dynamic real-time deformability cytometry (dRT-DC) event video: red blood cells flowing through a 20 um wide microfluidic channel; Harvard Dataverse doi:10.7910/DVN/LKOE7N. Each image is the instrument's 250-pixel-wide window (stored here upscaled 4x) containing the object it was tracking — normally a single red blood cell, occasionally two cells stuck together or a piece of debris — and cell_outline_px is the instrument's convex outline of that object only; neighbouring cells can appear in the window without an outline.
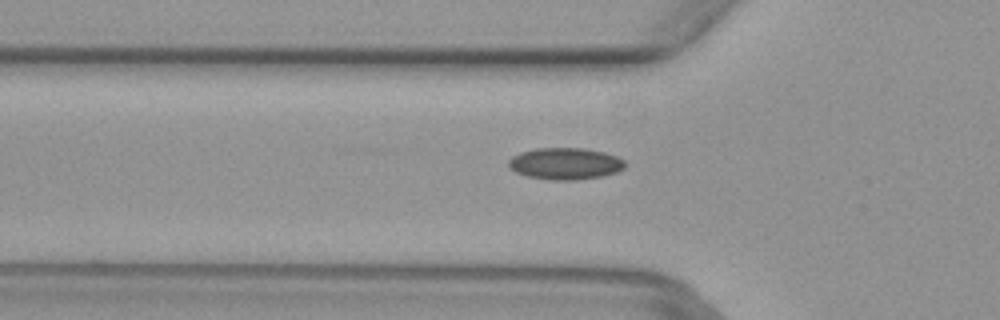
{"species": "common noctule bat (a hibernating species)", "species_latin": "Nyctalus noctula", "temperature_condition": "warm", "stored_images_in_passage": 39, "camera_frame_rate_fps": 3000, "um_per_image_px": 0.085, "animal": {"sex": "female", "body_mass_g": 29.2, "forearm_length_mm": 56.3}, "frame": {"image": 1, "passage_image": 6, "time_ms": 1.667, "image_size_px": [1000, 320], "cell_outline_px": [[624, 168], [616, 172], [604, 176], [576, 180], [552, 180], [528, 176], [516, 172], [508, 164], [508, 160], [512, 156], [520, 152], [536, 148], [584, 148], [604, 152], [616, 156], [624, 160]], "centroid_in_image_um": [48.05, 13.9], "position_along_channel_um": 77.8, "area_um2": 21.5}}
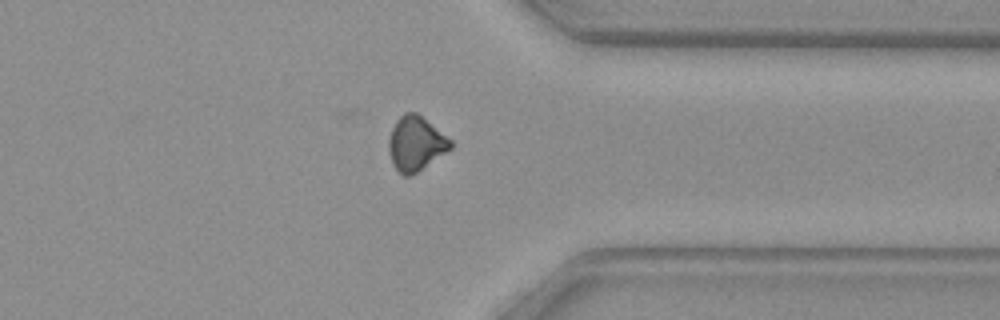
{"frame": {"image": 2, "passage_image": 28, "time_ms": 9.0, "image_size_px": [1000, 320], "cell_outline_px": [[452, 148], [416, 172], [408, 176], [404, 176], [392, 164], [388, 152], [388, 140], [392, 128], [396, 120], [404, 112], [416, 112], [452, 140]], "centroid_in_image_um": [35.32, 12.19], "position_along_channel_um": 376.1, "area_um2": 19.42}}
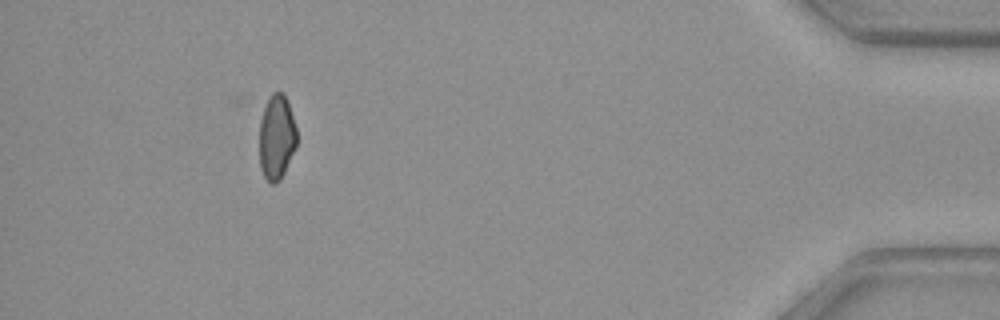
{"frame": {"image": 3, "passage_image": 35, "time_ms": 11.333, "image_size_px": [1000, 320], "cell_outline_px": [[296, 144], [284, 172], [280, 180], [276, 184], [272, 184], [264, 176], [260, 168], [260, 120], [268, 96], [272, 92], [284, 92], [296, 128]], "centroid_in_image_um": [23.49, 11.65], "position_along_channel_um": 411.7, "area_um2": 18.26}}